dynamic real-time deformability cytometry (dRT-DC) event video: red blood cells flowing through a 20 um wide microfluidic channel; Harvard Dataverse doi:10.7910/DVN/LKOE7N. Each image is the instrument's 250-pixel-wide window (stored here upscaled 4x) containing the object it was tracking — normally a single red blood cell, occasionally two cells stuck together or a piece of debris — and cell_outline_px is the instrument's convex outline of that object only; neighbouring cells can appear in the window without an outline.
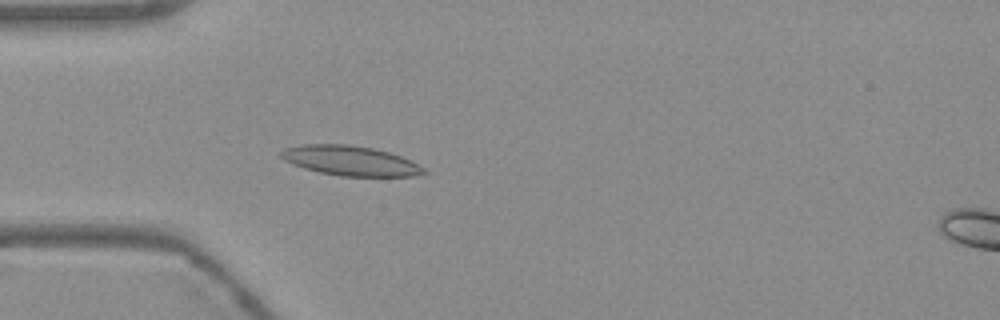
{"species": "Egyptian fruit bat (a non-hibernating species)", "species_latin": "Rousettus aegyptiacus", "temperature_condition": "warm", "stored_images_in_passage": 54, "camera_frame_rate_fps": 3000, "um_per_image_px": 0.085, "frame": {"image": 1, "passage_image": 15, "time_ms": 4.667, "image_size_px": [1000, 320], "cell_outline_px": [[428, 172], [412, 176], [340, 176], [320, 172], [304, 168], [292, 164], [284, 160], [280, 156], [280, 152], [284, 148], [304, 144], [348, 144], [372, 148], [388, 152], [400, 156], [424, 168]], "centroid_in_image_um": [29.73, 13.66], "position_along_channel_um": 55.3, "area_um2": 24.57}}
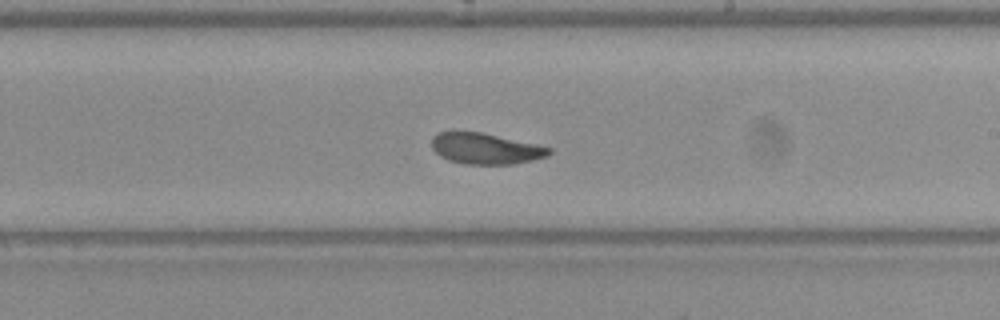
{"frame": {"image": 2, "passage_image": 31, "time_ms": 10.0, "image_size_px": [1000, 320], "cell_outline_px": [[552, 152], [548, 156], [532, 160], [512, 164], [464, 164], [448, 160], [440, 156], [432, 148], [432, 136], [436, 132], [452, 128], [484, 132], [536, 144], [552, 148]], "centroid_in_image_um": [41.2, 12.58], "position_along_channel_um": 247.8, "area_um2": 21.96}}
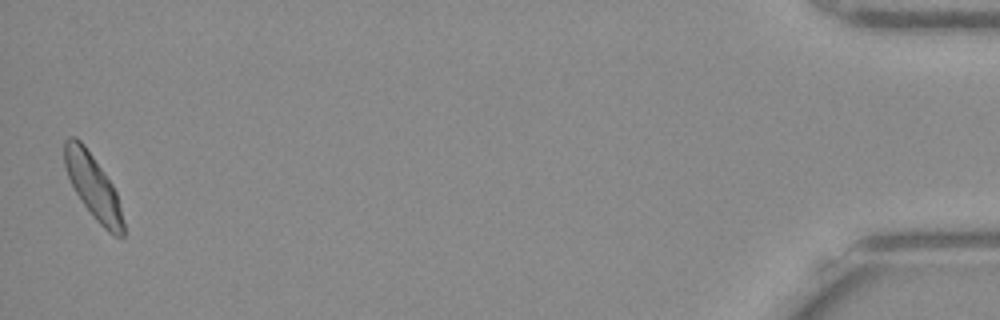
{"frame": {"image": 3, "passage_image": 53, "time_ms": 17.333, "image_size_px": [1000, 320], "cell_outline_px": [[124, 236], [120, 240], [112, 236], [92, 216], [76, 192], [68, 176], [64, 164], [64, 140], [68, 136], [76, 136], [84, 144], [104, 172], [112, 184], [116, 192], [124, 220]], "centroid_in_image_um": [7.93, 15.88], "position_along_channel_um": 427.3, "area_um2": 22.02}, "authors_computed_cell_mechanics": {"area_um2": 22.2241, "velocity_mm_per_s": 3.7242, "shape_relaxation_time_tau1_ms": 7.4069, "shape_relaxation_time_tau2_ms": 4.0013, "deformation_change_tau1": 0.1713, "deformation_change_tau2": 0.1002}}